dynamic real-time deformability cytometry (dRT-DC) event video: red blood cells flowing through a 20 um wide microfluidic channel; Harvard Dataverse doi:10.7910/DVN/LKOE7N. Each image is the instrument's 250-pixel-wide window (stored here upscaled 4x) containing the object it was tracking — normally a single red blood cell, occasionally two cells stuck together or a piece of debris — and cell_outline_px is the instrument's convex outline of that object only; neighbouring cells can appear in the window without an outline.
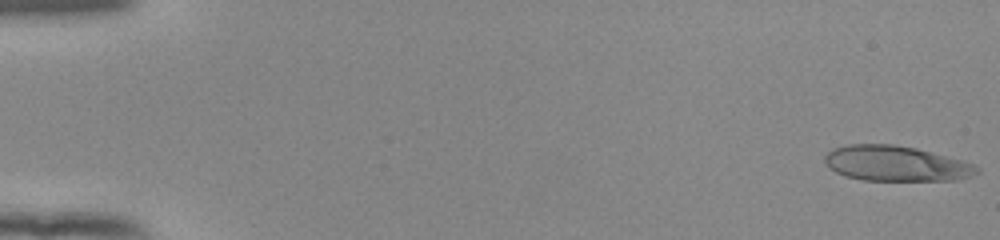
{"species": "human", "species_latin": "Homo sapiens", "temperature_condition": "room temperature", "stored_images_in_passage": 53, "camera_frame_rate_fps": 3000, "um_per_image_px": 0.085, "donor": {"sex": "female"}, "frame": {"image": 1, "passage_image": 1, "time_ms": 0.0, "image_size_px": [1000, 240], "cell_outline_px": [[980, 172], [972, 176], [956, 180], [864, 180], [844, 176], [828, 168], [824, 160], [824, 156], [832, 148], [848, 144], [892, 144], [916, 148], [960, 160], [972, 164], [980, 168]], "centroid_in_image_um": [76.12, 13.9], "position_along_channel_um": 8.9, "area_um2": 31.27}}
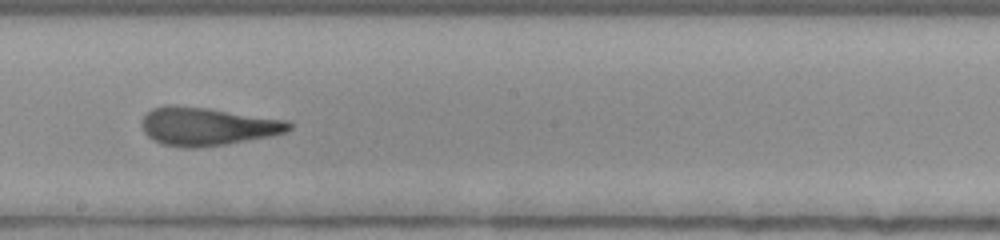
{"frame": {"image": 2, "passage_image": 31, "time_ms": 10.0, "image_size_px": [1000, 240], "cell_outline_px": [[292, 128], [284, 132], [272, 136], [224, 144], [192, 148], [180, 148], [160, 144], [152, 140], [144, 132], [140, 124], [140, 120], [152, 108], [172, 104], [208, 108], [288, 120], [292, 124]], "centroid_in_image_um": [17.57, 10.74], "position_along_channel_um": 230.6, "area_um2": 32.95}}
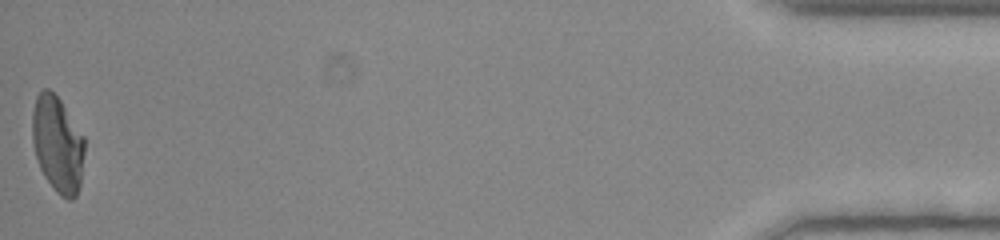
{"frame": {"image": 3, "passage_image": 53, "time_ms": 17.333, "image_size_px": [1000, 240], "cell_outline_px": [[84, 152], [80, 184], [76, 196], [72, 200], [68, 200], [60, 196], [56, 192], [44, 176], [40, 168], [36, 156], [32, 140], [32, 112], [36, 96], [44, 88], [48, 88], [60, 100], [84, 136]], "centroid_in_image_um": [4.89, 12.27], "position_along_channel_um": 430.3, "area_um2": 29.3}, "authors_computed_cell_mechanics": {"area_um2": 31.9056, "velocity_mm_per_s": 3.9274, "shape_relaxation_time_tau1_ms": 11.1843, "shape_relaxation_time_tau2_ms": 1.1283, "deformation_change_tau1": 0.3193, "deformation_change_tau2": 0.1001}}